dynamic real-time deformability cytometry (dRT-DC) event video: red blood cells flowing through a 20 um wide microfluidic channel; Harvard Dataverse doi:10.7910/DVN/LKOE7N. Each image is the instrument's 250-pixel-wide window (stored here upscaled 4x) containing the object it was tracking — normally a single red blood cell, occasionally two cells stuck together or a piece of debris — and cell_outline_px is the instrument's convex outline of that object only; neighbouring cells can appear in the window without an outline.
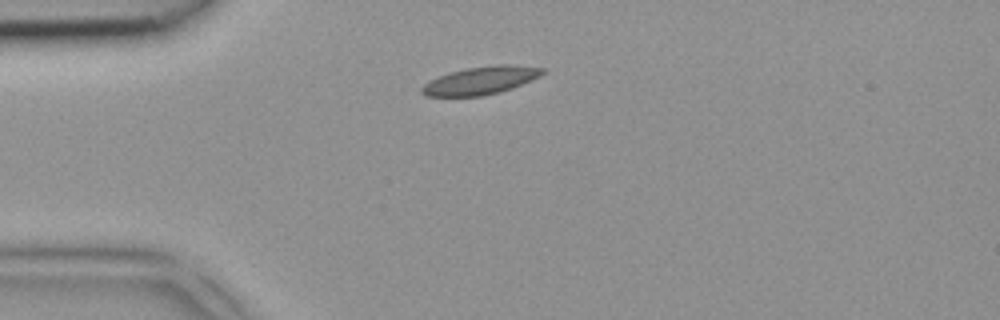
{"species": "common noctule bat (a hibernating species)", "species_latin": "Nyctalus noctula", "temperature_condition": "room temperature", "stored_images_in_passage": 2, "camera_frame_rate_fps": 3000, "um_per_image_px": 0.085, "animal": {"sex": "female", "body_mass_g": 18.4}, "frame": {"image": 1, "passage_image": 1, "time_ms": 0.0, "image_size_px": [1000, 320], "cell_outline_px": [[548, 68], [540, 76], [532, 80], [512, 88], [500, 92], [480, 96], [428, 96], [420, 92], [420, 88], [424, 84], [448, 72], [464, 68], [496, 64], [512, 64]], "centroid_in_image_um": [40.9, 6.82], "position_along_channel_um": 44.1, "area_um2": 19.77}}